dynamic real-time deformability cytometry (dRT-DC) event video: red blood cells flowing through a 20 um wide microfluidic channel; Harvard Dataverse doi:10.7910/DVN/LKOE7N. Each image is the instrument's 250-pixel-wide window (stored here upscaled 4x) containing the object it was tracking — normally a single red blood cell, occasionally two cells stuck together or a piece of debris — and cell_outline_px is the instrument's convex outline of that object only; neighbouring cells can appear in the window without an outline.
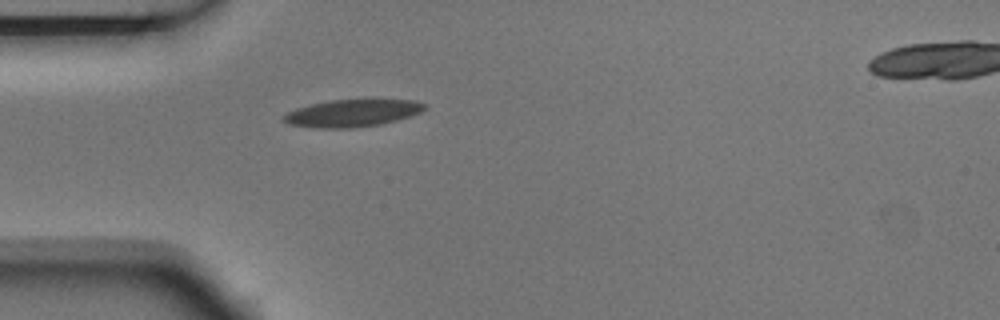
{"species": "Egyptian fruit bat (a non-hibernating species)", "species_latin": "Rousettus aegyptiacus", "temperature_condition": "room temperature", "stored_images_in_passage": 2, "segment_of_instrument_passage": [1, 2], "camera_frame_rate_fps": 3000, "um_per_image_px": 0.085, "animal": {"sex": "male"}, "frame": {"image": 1, "passage_image": 1, "time_ms": 0.0, "image_size_px": [1000, 320], "cell_outline_px": [[428, 108], [420, 112], [396, 120], [380, 124], [352, 128], [324, 128], [288, 124], [284, 120], [284, 116], [288, 112], [296, 108], [308, 104], [332, 100], [364, 96], [372, 96], [416, 100], [428, 104]], "centroid_in_image_um": [30.07, 9.54], "position_along_channel_um": 54.9, "area_um2": 23.52}}